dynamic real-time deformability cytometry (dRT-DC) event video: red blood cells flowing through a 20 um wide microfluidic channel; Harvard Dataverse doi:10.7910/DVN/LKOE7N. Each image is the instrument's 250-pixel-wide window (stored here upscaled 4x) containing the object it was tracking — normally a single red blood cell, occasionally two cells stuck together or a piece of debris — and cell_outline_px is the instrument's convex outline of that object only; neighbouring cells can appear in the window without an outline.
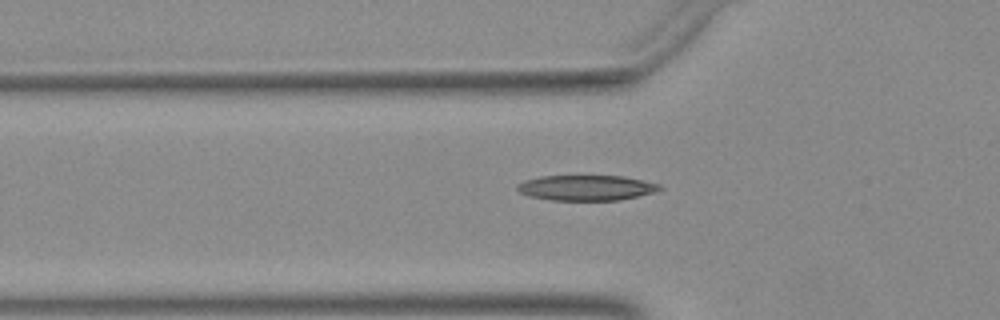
{"species": "Egyptian fruit bat (a non-hibernating species)", "species_latin": "Rousettus aegyptiacus", "temperature_condition": "warm", "stored_images_in_passage": 38, "camera_frame_rate_fps": 3000, "um_per_image_px": 0.085, "animal": {"sex": "female"}, "frame": {"image": 1, "passage_image": 9, "time_ms": 2.667, "image_size_px": [1000, 320], "cell_outline_px": [[664, 188], [656, 192], [620, 200], [552, 200], [528, 196], [520, 192], [516, 188], [516, 184], [524, 180], [540, 176], [624, 176], [644, 180], [660, 184]], "centroid_in_image_um": [49.85, 15.96], "position_along_channel_um": 75.9, "area_um2": 21.21}}
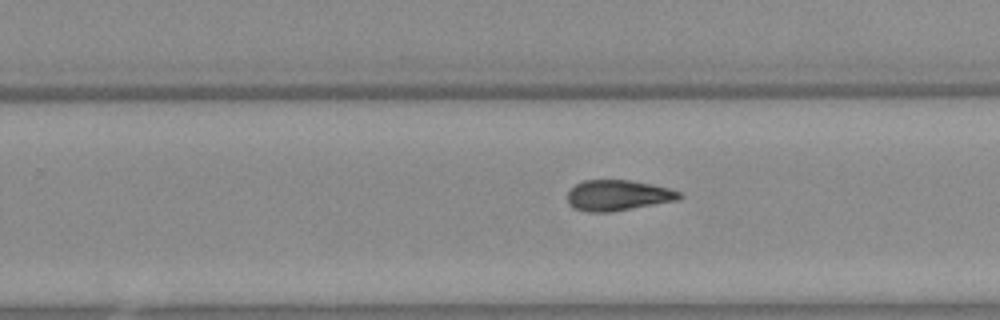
{"frame": {"image": 2, "passage_image": 24, "time_ms": 7.667, "image_size_px": [1000, 320], "cell_outline_px": [[684, 196], [676, 200], [612, 212], [588, 212], [572, 208], [568, 204], [568, 192], [576, 184], [584, 180], [628, 180], [652, 184], [668, 188], [680, 192]], "centroid_in_image_um": [52.5, 16.61], "position_along_channel_um": 277.3, "area_um2": 19.94}}
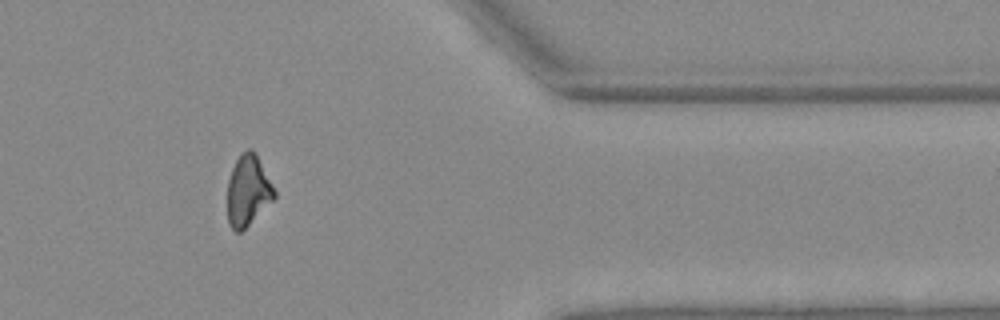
{"frame": {"image": 3, "passage_image": 34, "time_ms": 11.0, "image_size_px": [1000, 320], "cell_outline_px": [[276, 196], [240, 232], [236, 232], [228, 224], [228, 180], [232, 168], [236, 160], [248, 148], [252, 148], [256, 152], [276, 192]], "centroid_in_image_um": [21.07, 16.17], "position_along_channel_um": 390.3, "area_um2": 18.96}}